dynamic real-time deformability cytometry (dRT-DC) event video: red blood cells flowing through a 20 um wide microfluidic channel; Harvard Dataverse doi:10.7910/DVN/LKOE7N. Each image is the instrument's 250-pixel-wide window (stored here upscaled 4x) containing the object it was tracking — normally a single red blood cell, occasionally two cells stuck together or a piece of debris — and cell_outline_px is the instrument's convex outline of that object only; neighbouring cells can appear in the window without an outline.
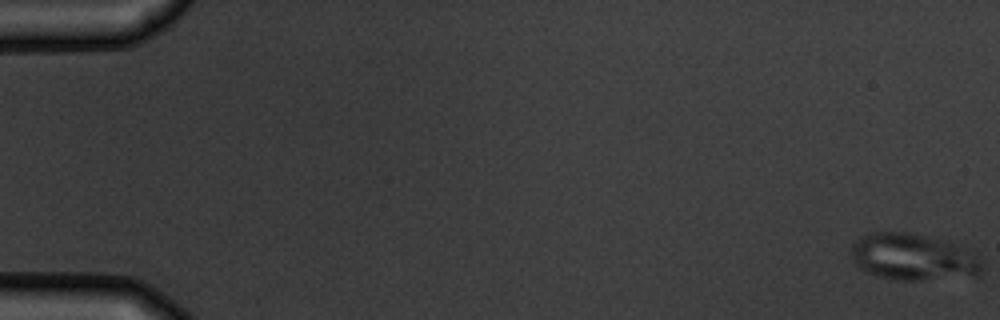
{"species": "common noctule bat (a hibernating species)", "species_latin": "Nyctalus noctula", "temperature_condition": "warm", "stored_images_in_passage": 6, "camera_frame_rate_fps": 3000, "um_per_image_px": 0.085, "animal": {"sex": "male", "body_mass_g": 19.5, "forearm_length_mm": 54.6}, "frame": {"image": 1, "passage_image": 1, "time_ms": 0.0, "image_size_px": [1000, 320], "cell_outline_px": [[984, 272], [976, 276], [920, 280], [900, 280], [876, 276], [868, 272], [856, 264], [852, 256], [852, 244], [856, 240], [868, 232], [904, 232], [924, 236], [940, 240], [964, 248], [972, 252], [984, 264]], "centroid_in_image_um": [77.64, 21.86], "position_along_channel_um": 7.4, "area_um2": 35.32}}